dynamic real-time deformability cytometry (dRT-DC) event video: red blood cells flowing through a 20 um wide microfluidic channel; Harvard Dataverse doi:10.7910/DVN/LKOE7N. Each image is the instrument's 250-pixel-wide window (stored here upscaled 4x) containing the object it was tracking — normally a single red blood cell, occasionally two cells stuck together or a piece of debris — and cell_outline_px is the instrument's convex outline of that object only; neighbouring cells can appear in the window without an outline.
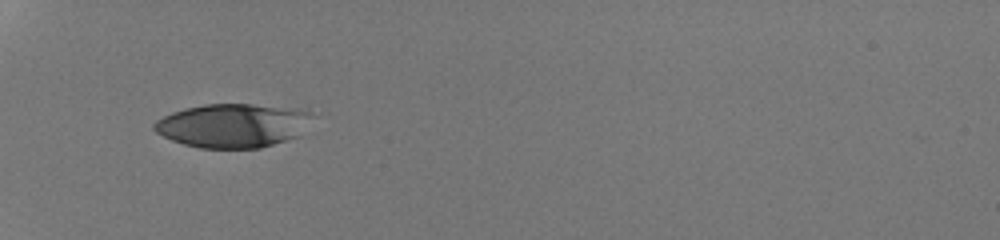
{"species": "human", "species_latin": "Homo sapiens", "temperature_condition": "room temperature", "stored_images_in_passage": 29, "camera_frame_rate_fps": 3000, "um_per_image_px": 0.085, "donor": {"sex": "male"}, "frame": {"image": 1, "passage_image": 1, "time_ms": 0.0, "image_size_px": [1000, 240], "cell_outline_px": [[312, 112], [300, 136], [260, 148], [200, 148], [184, 144], [172, 140], [156, 132], [152, 128], [152, 124], [156, 120], [172, 112], [184, 108], [204, 104], [252, 104], [308, 108]], "centroid_in_image_um": [19.8, 10.65], "position_along_channel_um": 65.2, "area_um2": 40.69}}
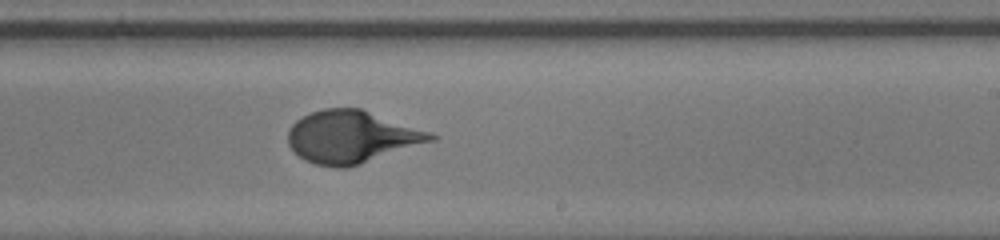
{"frame": {"image": 2, "passage_image": 16, "time_ms": 5.0, "image_size_px": [1000, 240], "cell_outline_px": [[440, 136], [436, 140], [360, 164], [344, 168], [336, 168], [316, 164], [304, 160], [288, 144], [288, 128], [296, 120], [312, 112], [324, 108], [360, 108], [432, 132]], "centroid_in_image_um": [29.91, 11.63], "position_along_channel_um": 259.1, "area_um2": 43.58}}
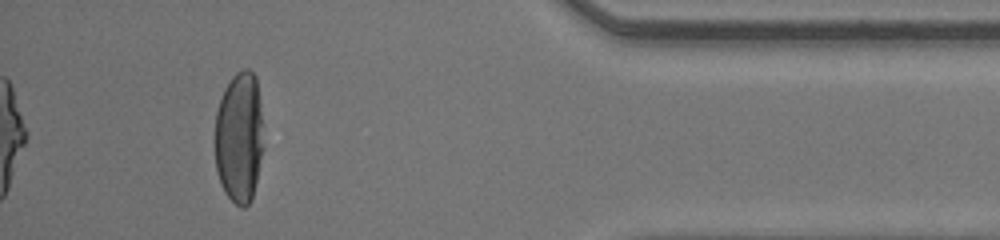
{"frame": {"image": 3, "passage_image": 29, "time_ms": 9.333, "image_size_px": [1000, 240], "cell_outline_px": [[264, 148], [252, 200], [244, 208], [240, 208], [224, 192], [220, 184], [216, 168], [216, 112], [224, 88], [232, 76], [236, 72], [244, 68], [248, 68], [256, 76], [260, 100]], "centroid_in_image_um": [20.36, 11.68], "position_along_channel_um": 414.8, "area_um2": 37.57}, "authors_computed_cell_mechanics": {"area_um2": 41.905, "velocity_mm_per_s": 4.2725, "shape_relaxation_time_tau1_ms": 4.1104, "shape_relaxation_time_tau2_ms": null, "deformation_change_tau1": 0.2123, "deformation_change_tau2": null}}